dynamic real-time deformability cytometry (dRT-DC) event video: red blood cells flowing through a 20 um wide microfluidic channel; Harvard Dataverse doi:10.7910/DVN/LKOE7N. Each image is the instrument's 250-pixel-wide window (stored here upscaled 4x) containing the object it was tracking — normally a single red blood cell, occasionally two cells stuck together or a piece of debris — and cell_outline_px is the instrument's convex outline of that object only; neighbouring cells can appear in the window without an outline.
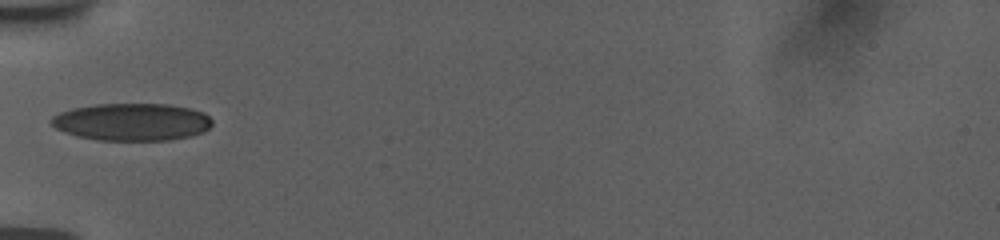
{"species": "human", "species_latin": "Homo sapiens", "temperature_condition": "room temperature", "stored_images_in_passage": 36, "camera_frame_rate_fps": 3000, "um_per_image_px": 0.085, "donor": {"sex": "female"}, "frame": {"image": 1, "passage_image": 1, "time_ms": 0.0, "image_size_px": [1000, 240], "cell_outline_px": [[212, 124], [208, 128], [200, 132], [188, 136], [168, 140], [96, 140], [76, 136], [64, 132], [56, 128], [52, 124], [52, 116], [60, 112], [72, 108], [96, 104], [168, 104], [188, 108], [204, 112], [212, 120]], "centroid_in_image_um": [11.18, 10.36], "position_along_channel_um": 73.8, "area_um2": 34.91}}
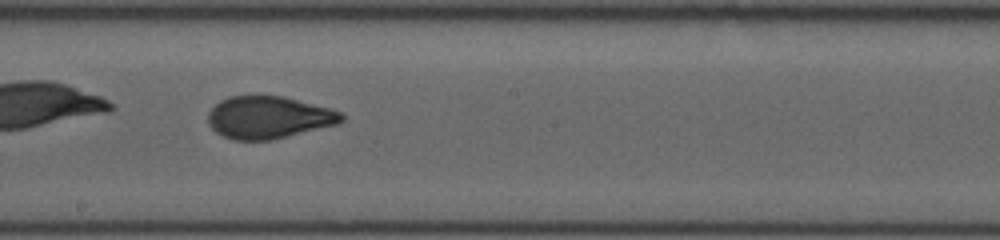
{"frame": {"image": 2, "passage_image": 13, "time_ms": 4.0, "image_size_px": [1000, 240], "cell_outline_px": [[344, 120], [336, 124], [272, 140], [232, 140], [216, 132], [208, 124], [208, 112], [220, 100], [232, 96], [256, 92], [284, 96], [332, 108], [344, 112]], "centroid_in_image_um": [22.83, 9.93], "position_along_channel_um": 225.4, "area_um2": 33.76}}
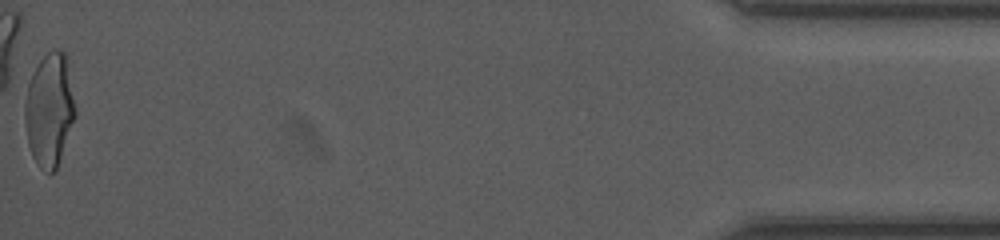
{"frame": {"image": 3, "passage_image": 36, "time_ms": 11.667, "image_size_px": [1000, 240], "cell_outline_px": [[76, 116], [56, 168], [52, 172], [48, 172], [40, 168], [36, 164], [32, 156], [28, 144], [24, 120], [24, 84], [40, 60], [52, 48], [56, 48], [64, 52], [68, 56], [76, 108]], "centroid_in_image_um": [4.19, 9.24], "position_along_channel_um": 431.0, "area_um2": 34.22}, "authors_computed_cell_mechanics": {"area_um2": 32.9749, "velocity_mm_per_s": 3.7788, "shape_relaxation_time_tau1_ms": 6.9644, "shape_relaxation_time_tau2_ms": 0.7429, "deformation_change_tau1": 0.1983, "deformation_change_tau2": 0.0594}}